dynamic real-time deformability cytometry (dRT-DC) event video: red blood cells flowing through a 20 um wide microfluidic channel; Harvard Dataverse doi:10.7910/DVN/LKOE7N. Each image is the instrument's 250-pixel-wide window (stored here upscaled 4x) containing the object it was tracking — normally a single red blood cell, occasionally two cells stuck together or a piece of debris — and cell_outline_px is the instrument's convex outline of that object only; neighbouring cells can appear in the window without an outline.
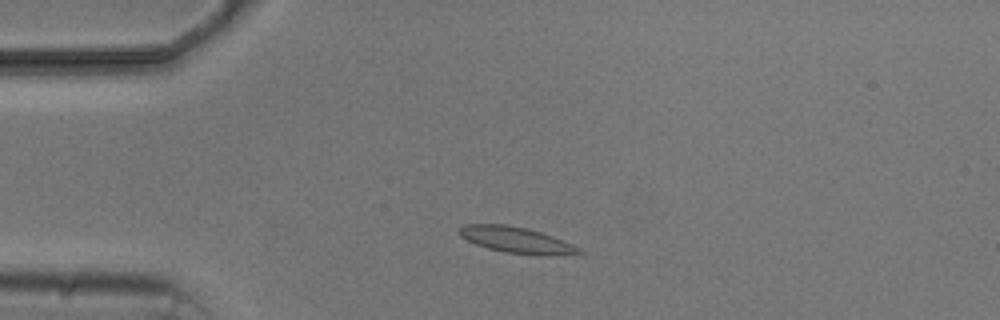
{"species": "common noctule bat (a hibernating species)", "species_latin": "Nyctalus noctula", "temperature_condition": "cold", "stored_images_in_passage": 3, "camera_frame_rate_fps": 3000, "um_per_image_px": 0.085, "animal": {"sex": "male", "body_mass_g": 20.5, "forearm_length_mm": 52.5}, "frame": {"image": 1, "passage_image": 2, "time_ms": 1.333, "image_size_px": [1000, 320], "cell_outline_px": [[584, 252], [544, 256], [504, 252], [488, 248], [476, 244], [460, 236], [460, 228], [464, 224], [504, 224], [524, 228], [540, 232], [552, 236], [572, 244], [580, 248]], "centroid_in_image_um": [43.88, 20.4], "position_along_channel_um": 41.1, "area_um2": 17.86}}